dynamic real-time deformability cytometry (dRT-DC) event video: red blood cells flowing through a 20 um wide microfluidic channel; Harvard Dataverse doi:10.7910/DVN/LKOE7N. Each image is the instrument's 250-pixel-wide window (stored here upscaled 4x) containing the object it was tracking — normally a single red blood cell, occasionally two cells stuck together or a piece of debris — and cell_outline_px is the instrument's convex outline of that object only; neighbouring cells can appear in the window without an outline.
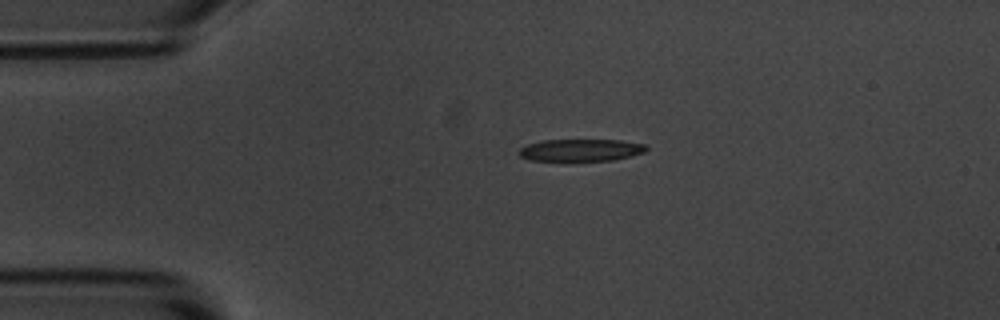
{"species": "common noctule bat (a hibernating species)", "species_latin": "Nyctalus noctula", "temperature_condition": "room temperature", "stored_images_in_passage": 3, "camera_frame_rate_fps": 3000, "um_per_image_px": 0.085, "animal": {"sex": "male", "body_mass_g": 20.1, "forearm_length_mm": 53.5}, "frame": {"image": 1, "passage_image": 3, "time_ms": 3.333, "image_size_px": [1000, 320], "cell_outline_px": [[648, 148], [644, 152], [632, 156], [612, 160], [572, 164], [560, 164], [528, 160], [520, 156], [516, 152], [520, 148], [528, 144], [544, 140], [620, 140], [644, 144]], "centroid_in_image_um": [49.27, 12.83], "position_along_channel_um": 35.7, "area_um2": 17.69}}